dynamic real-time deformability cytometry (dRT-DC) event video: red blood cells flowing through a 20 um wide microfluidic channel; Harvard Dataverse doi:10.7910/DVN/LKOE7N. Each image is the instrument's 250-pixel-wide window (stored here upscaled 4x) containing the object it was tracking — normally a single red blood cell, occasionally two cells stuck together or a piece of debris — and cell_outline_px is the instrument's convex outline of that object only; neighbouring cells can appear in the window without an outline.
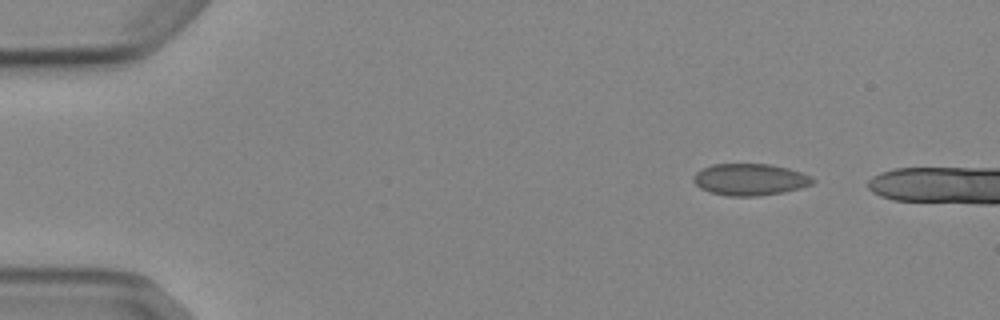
{"species": "Egyptian fruit bat (a non-hibernating species)", "species_latin": "Rousettus aegyptiacus", "temperature_condition": "cold", "stored_images_in_passage": 2, "camera_frame_rate_fps": 3000, "um_per_image_px": 0.085, "animal": {"sex": "female"}, "frame": {"image": 1, "passage_image": 1, "time_ms": 0.0, "image_size_px": [1000, 320], "cell_outline_px": [[816, 180], [812, 184], [800, 188], [784, 192], [760, 196], [728, 196], [708, 192], [700, 188], [692, 180], [696, 172], [712, 164], [772, 164], [788, 168], [812, 176]], "centroid_in_image_um": [63.76, 15.26], "position_along_channel_um": 21.2, "area_um2": 22.2}}